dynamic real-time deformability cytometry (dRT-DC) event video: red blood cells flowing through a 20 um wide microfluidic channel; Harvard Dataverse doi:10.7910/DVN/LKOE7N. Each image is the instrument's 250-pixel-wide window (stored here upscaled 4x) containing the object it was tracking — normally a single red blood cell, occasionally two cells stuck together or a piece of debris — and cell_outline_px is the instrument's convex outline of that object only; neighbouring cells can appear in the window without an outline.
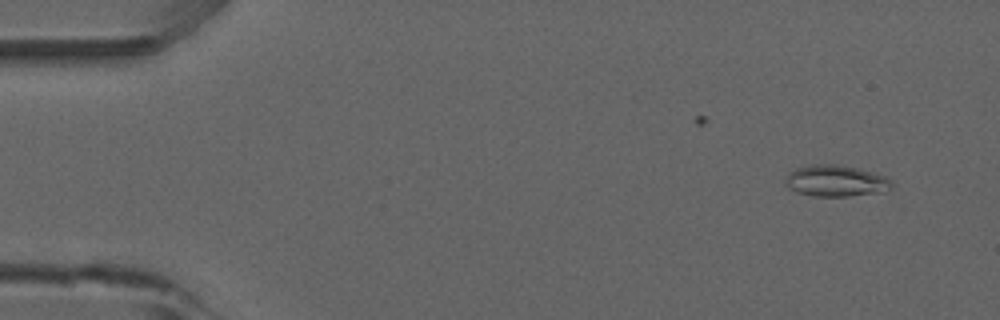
{"species": "common noctule bat (a hibernating species)", "species_latin": "Nyctalus noctula", "temperature_condition": "room temperature", "stored_images_in_passage": 51, "camera_frame_rate_fps": 3000, "um_per_image_px": 0.085, "animal": {"sex": "male", "forearm_length_mm": 52.5}, "frame": {"image": 1, "passage_image": 3, "time_ms": 0.667, "image_size_px": [1000, 320], "cell_outline_px": [[896, 184], [892, 188], [880, 192], [848, 196], [812, 196], [796, 192], [788, 188], [784, 184], [784, 180], [788, 172], [796, 168], [812, 164], [840, 164], [872, 172], [884, 176], [892, 180]], "centroid_in_image_um": [71.02, 15.37], "position_along_channel_um": 14.0, "area_um2": 19.71}}
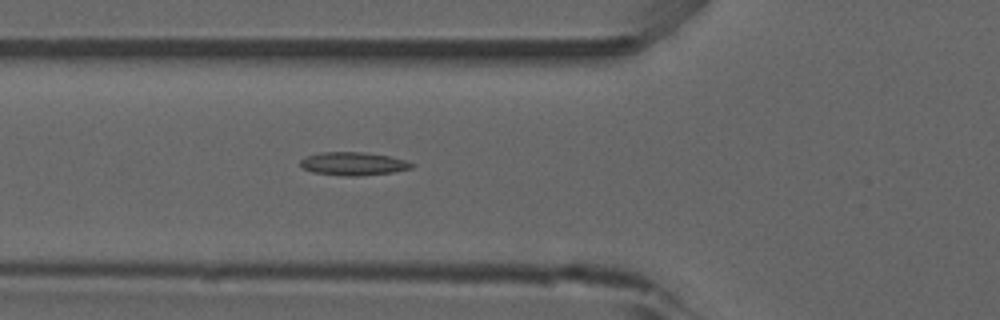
{"frame": {"image": 2, "passage_image": 18, "time_ms": 5.667, "image_size_px": [1000, 320], "cell_outline_px": [[416, 164], [412, 168], [392, 172], [360, 176], [348, 176], [312, 172], [304, 168], [300, 164], [300, 160], [304, 156], [320, 152], [364, 152], [388, 156], [404, 160]], "centroid_in_image_um": [30.01, 13.91], "position_along_channel_um": 95.8, "area_um2": 15.03}}
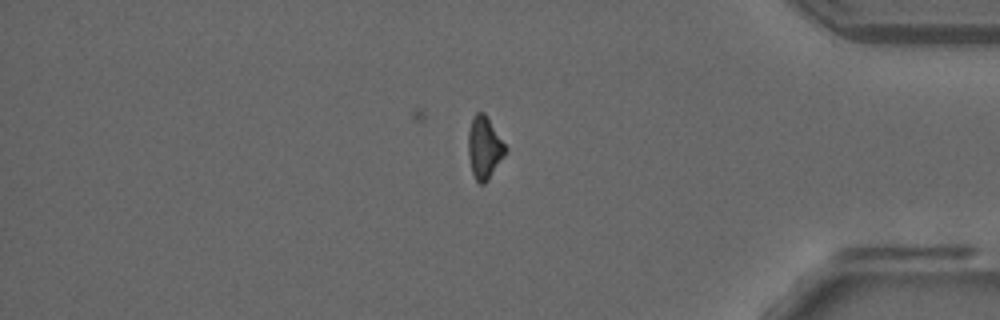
{"frame": {"image": 3, "passage_image": 43, "time_ms": 14.0, "image_size_px": [1000, 320], "cell_outline_px": [[508, 152], [488, 180], [484, 184], [480, 184], [476, 180], [472, 172], [468, 156], [468, 132], [472, 116], [476, 112], [484, 112], [508, 148]], "centroid_in_image_um": [41.18, 12.55], "position_along_channel_um": 394.0, "area_um2": 13.76}, "authors_computed_cell_mechanics": {"area_um2": 14.2766, "velocity_mm_per_s": 3.9146, "shape_relaxation_time_tau1_ms": null, "shape_relaxation_time_tau2_ms": 9.1434, "deformation_change_tau1": null, "deformation_change_tau2": 0.1786}}